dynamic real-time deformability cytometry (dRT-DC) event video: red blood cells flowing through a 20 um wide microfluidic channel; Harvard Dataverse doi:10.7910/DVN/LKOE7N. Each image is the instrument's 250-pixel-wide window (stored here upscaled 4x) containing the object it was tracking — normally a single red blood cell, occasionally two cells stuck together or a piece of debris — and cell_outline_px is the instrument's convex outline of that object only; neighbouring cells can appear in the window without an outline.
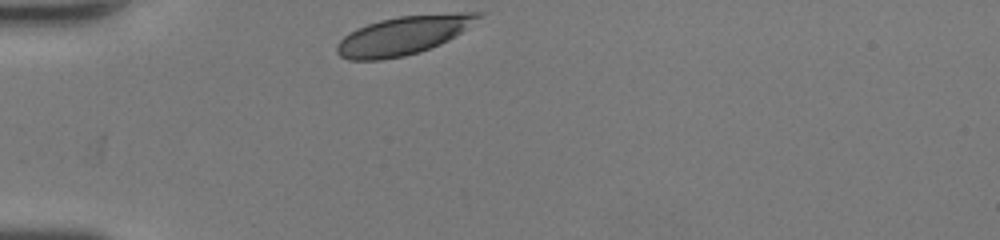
{"species": "human", "species_latin": "Homo sapiens", "temperature_condition": "room temperature", "stored_images_in_passage": 27, "camera_frame_rate_fps": 3000, "um_per_image_px": 0.085, "donor": {"sex": "female"}, "frame": {"image": 1, "passage_image": 1, "time_ms": 0.0, "image_size_px": [1000, 240], "cell_outline_px": [[484, 12], [480, 16], [460, 32], [448, 40], [440, 44], [420, 52], [404, 56], [380, 60], [348, 60], [340, 56], [336, 52], [336, 44], [348, 32], [356, 28], [380, 20], [400, 16], [460, 12]], "centroid_in_image_um": [34.21, 3.02], "position_along_channel_um": 50.8, "area_um2": 31.5}}
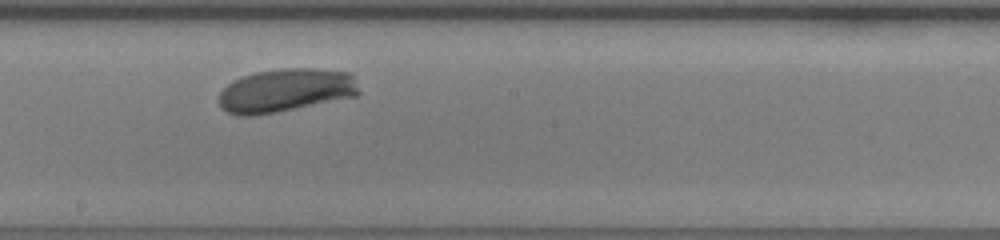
{"frame": {"image": 2, "passage_image": 15, "time_ms": 4.667, "image_size_px": [1000, 240], "cell_outline_px": [[360, 92], [356, 96], [276, 112], [252, 116], [236, 116], [220, 108], [220, 92], [228, 84], [244, 76], [256, 72], [280, 68], [312, 68], [348, 72], [352, 76]], "centroid_in_image_um": [24.26, 7.69], "position_along_channel_um": 223.9, "area_um2": 35.14}}
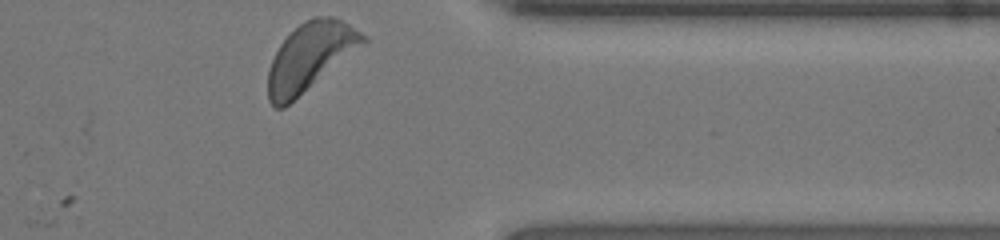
{"frame": {"image": 3, "passage_image": 27, "time_ms": 8.667, "image_size_px": [1000, 240], "cell_outline_px": [[368, 44], [284, 108], [276, 108], [268, 100], [268, 68], [280, 44], [304, 20], [312, 16], [332, 16], [348, 24], [368, 36]], "centroid_in_image_um": [26.41, 4.83], "position_along_channel_um": 385.0, "area_um2": 37.97}, "authors_computed_cell_mechanics": {"area_um2": 34.8534, "velocity_mm_per_s": 4.2216, "shape_relaxation_time_tau1_ms": 2.121, "shape_relaxation_time_tau2_ms": null, "deformation_change_tau1": 0.1109, "deformation_change_tau2": null}}